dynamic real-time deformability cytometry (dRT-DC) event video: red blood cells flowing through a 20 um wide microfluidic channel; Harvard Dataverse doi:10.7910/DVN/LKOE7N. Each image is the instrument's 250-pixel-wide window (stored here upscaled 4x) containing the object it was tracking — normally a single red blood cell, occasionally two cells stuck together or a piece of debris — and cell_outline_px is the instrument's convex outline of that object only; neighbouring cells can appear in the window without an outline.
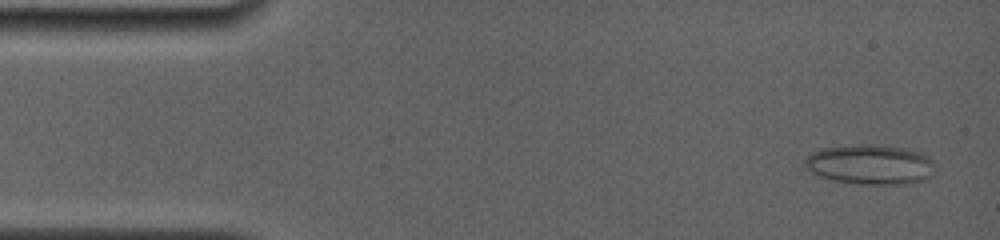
{"species": "common noctule bat (a hibernating species)", "species_latin": "Nyctalus noctula", "temperature_condition": "room temperature", "stored_images_in_passage": 15, "camera_frame_rate_fps": 4000, "um_per_image_px": 0.085, "animal": {"sex": "female", "body_mass_g": 19.0, "forearm_length_mm": 56.7}, "frame": {"image": 1, "passage_image": 3, "time_ms": 0.5, "image_size_px": [1000, 240], "cell_outline_px": [[932, 176], [924, 180], [912, 184], [860, 184], [832, 180], [816, 176], [808, 172], [804, 168], [804, 160], [812, 152], [824, 148], [852, 144], [876, 144], [900, 148], [920, 152], [928, 156], [932, 160]], "centroid_in_image_um": [73.91, 13.99], "position_along_channel_um": 11.1, "area_um2": 30.58}}